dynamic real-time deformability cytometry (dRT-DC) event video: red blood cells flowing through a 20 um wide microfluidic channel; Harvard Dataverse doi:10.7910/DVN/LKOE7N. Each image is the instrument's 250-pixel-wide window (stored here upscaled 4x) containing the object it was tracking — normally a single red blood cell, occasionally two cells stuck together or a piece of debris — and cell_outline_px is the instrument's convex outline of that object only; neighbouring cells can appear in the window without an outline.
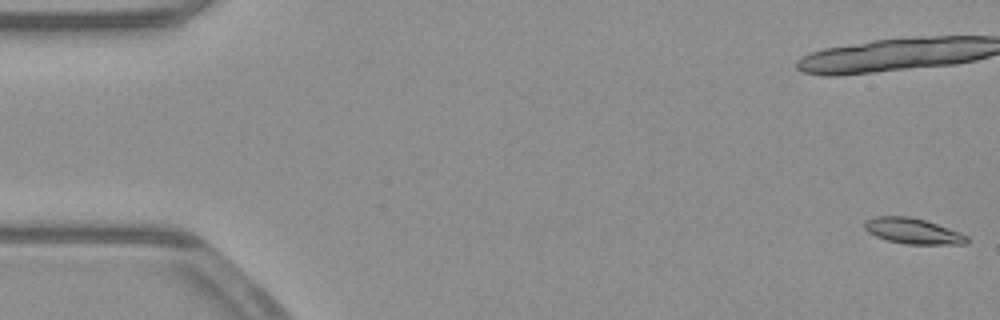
{"species": "common noctule bat (a hibernating species)", "species_latin": "Nyctalus noctula", "temperature_condition": "warm", "stored_images_in_passage": 54, "camera_frame_rate_fps": 3000, "um_per_image_px": 0.085, "animal": {"sex": "male", "body_mass_g": 23.1, "forearm_length_mm": 52.7}, "frame": {"image": 1, "passage_image": 1, "time_ms": 0.0, "image_size_px": [1000, 320], "cell_outline_px": [[968, 244], [908, 244], [888, 240], [876, 236], [868, 232], [864, 228], [864, 220], [876, 216], [908, 216], [924, 220], [960, 232], [968, 236]], "centroid_in_image_um": [77.58, 19.63], "position_along_channel_um": 7.4, "area_um2": 15.2}, "authors_computed_cell_mechanics": {"area_um2": 15.5771, "velocity_mm_per_s": 3.8865, "shape_relaxation_time_tau1_ms": 9.3685, "shape_relaxation_time_tau2_ms": null, "deformation_change_tau1": 0.2063, "deformation_change_tau2": null}}